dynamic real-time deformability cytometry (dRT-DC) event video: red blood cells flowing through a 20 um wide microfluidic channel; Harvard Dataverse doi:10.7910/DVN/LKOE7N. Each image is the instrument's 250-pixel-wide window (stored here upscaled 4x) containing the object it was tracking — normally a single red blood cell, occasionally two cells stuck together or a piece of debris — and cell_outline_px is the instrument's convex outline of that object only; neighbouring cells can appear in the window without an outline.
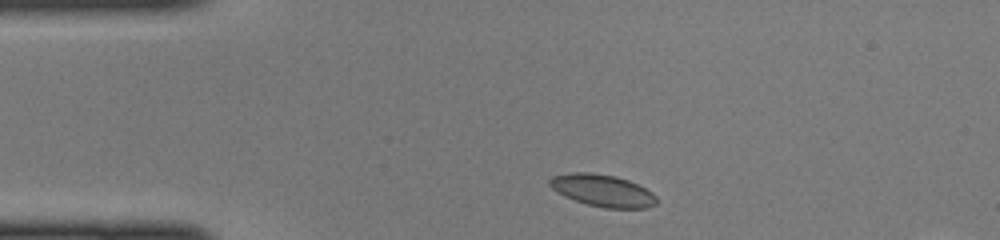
{"species": "common noctule bat (a hibernating species)", "species_latin": "Nyctalus noctula", "temperature_condition": "cold", "stored_images_in_passage": 34, "camera_frame_rate_fps": 3000, "um_per_image_px": 0.085, "animal": {"sex": "female", "body_mass_g": 22.0, "forearm_length_mm": 56.7}, "frame": {"image": 1, "passage_image": 2, "time_ms": 0.333, "image_size_px": [1000, 240], "cell_outline_px": [[656, 204], [648, 208], [604, 208], [588, 204], [564, 196], [556, 192], [548, 184], [548, 180], [552, 176], [572, 172], [588, 172], [616, 176], [628, 180], [652, 192], [656, 196]], "centroid_in_image_um": [51.2, 16.19], "position_along_channel_um": 33.8, "area_um2": 19.94}}
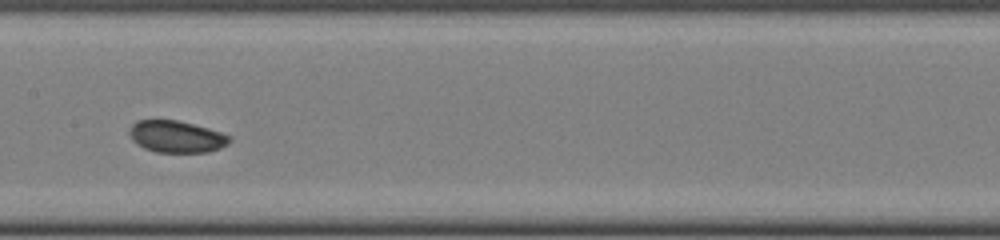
{"frame": {"image": 2, "passage_image": 16, "time_ms": 5.0, "image_size_px": [1000, 240], "cell_outline_px": [[232, 140], [228, 144], [220, 148], [208, 152], [156, 152], [144, 148], [136, 144], [132, 140], [128, 132], [128, 128], [136, 120], [176, 120], [208, 128], [232, 136]], "centroid_in_image_um": [14.98, 11.61], "position_along_channel_um": 192.4, "area_um2": 18.73}}
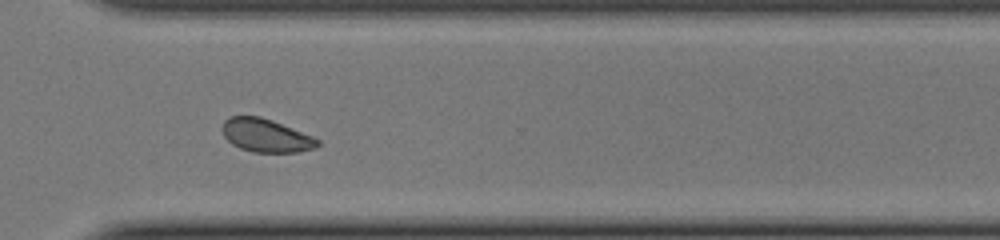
{"frame": {"image": 3, "passage_image": 27, "time_ms": 8.667, "image_size_px": [1000, 240], "cell_outline_px": [[320, 144], [316, 148], [296, 152], [252, 152], [240, 148], [232, 144], [224, 136], [220, 128], [224, 120], [228, 116], [260, 116], [272, 120], [312, 136], [320, 140]], "centroid_in_image_um": [22.57, 11.51], "position_along_channel_um": 348.0, "area_um2": 18.55}}